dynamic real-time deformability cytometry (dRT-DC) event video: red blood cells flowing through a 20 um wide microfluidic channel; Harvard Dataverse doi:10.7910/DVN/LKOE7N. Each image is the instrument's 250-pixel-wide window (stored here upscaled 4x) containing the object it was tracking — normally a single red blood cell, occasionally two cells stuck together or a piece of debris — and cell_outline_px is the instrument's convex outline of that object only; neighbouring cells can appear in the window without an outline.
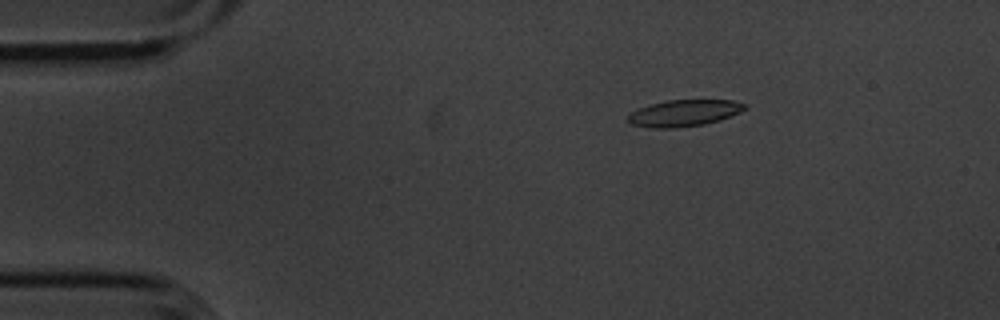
{"species": "common noctule bat (a hibernating species)", "species_latin": "Nyctalus noctula", "temperature_condition": "cold", "stored_images_in_passage": 55, "camera_frame_rate_fps": 3000, "um_per_image_px": 0.085, "animal": {"sex": "male", "body_mass_g": 20.1, "forearm_length_mm": 53.5}, "frame": {"image": 1, "passage_image": 9, "time_ms": 2.667, "image_size_px": [1000, 320], "cell_outline_px": [[748, 108], [740, 112], [720, 120], [704, 124], [672, 128], [652, 128], [632, 124], [628, 120], [628, 116], [636, 108], [648, 104], [668, 100], [732, 100], [748, 104]], "centroid_in_image_um": [58.16, 9.6], "position_along_channel_um": 26.8, "area_um2": 18.15}}
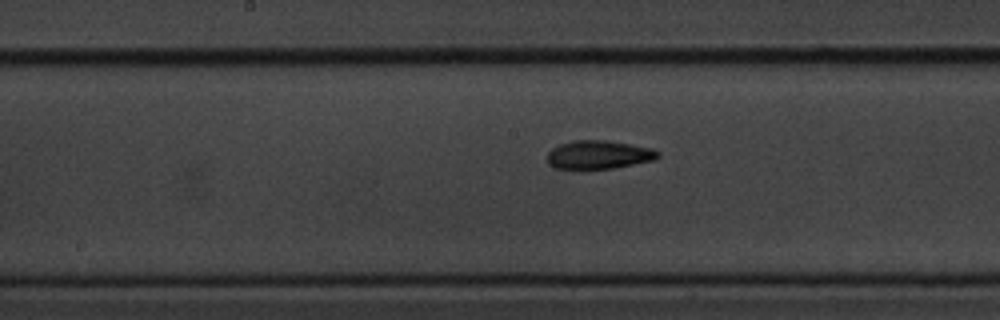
{"frame": {"image": 2, "passage_image": 28, "time_ms": 9.0, "image_size_px": [1000, 320], "cell_outline_px": [[660, 156], [656, 160], [616, 168], [556, 168], [548, 164], [548, 152], [552, 148], [560, 144], [572, 140], [604, 140], [652, 148], [660, 152]], "centroid_in_image_um": [50.93, 13.15], "position_along_channel_um": 197.3, "area_um2": 18.32}}
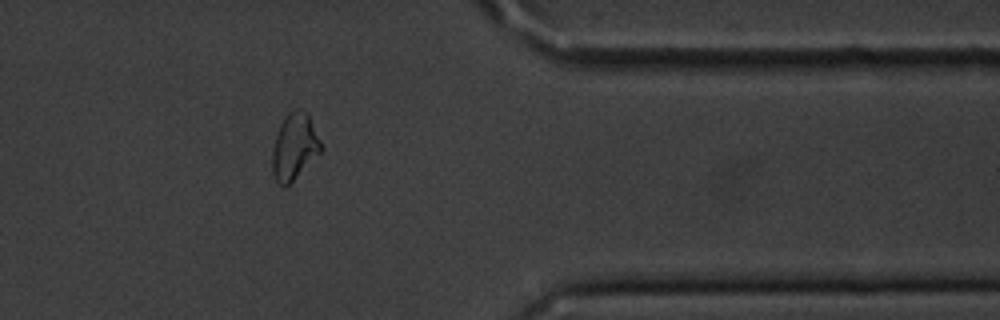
{"frame": {"image": 3, "passage_image": 45, "time_ms": 14.667, "image_size_px": [1000, 320], "cell_outline_px": [[324, 148], [284, 188], [276, 180], [272, 172], [272, 152], [276, 136], [280, 124], [288, 112], [296, 108], [300, 108], [308, 112]], "centroid_in_image_um": [25.03, 12.41], "position_along_channel_um": 386.4, "area_um2": 18.67}, "authors_computed_cell_mechanics": {"area_um2": 18.496, "velocity_mm_per_s": 3.6157, "shape_relaxation_time_tau1_ms": 3.2988, "shape_relaxation_time_tau2_ms": 4.1326, "deformation_change_tau1": 0.1192, "deformation_change_tau2": 0.1131}}